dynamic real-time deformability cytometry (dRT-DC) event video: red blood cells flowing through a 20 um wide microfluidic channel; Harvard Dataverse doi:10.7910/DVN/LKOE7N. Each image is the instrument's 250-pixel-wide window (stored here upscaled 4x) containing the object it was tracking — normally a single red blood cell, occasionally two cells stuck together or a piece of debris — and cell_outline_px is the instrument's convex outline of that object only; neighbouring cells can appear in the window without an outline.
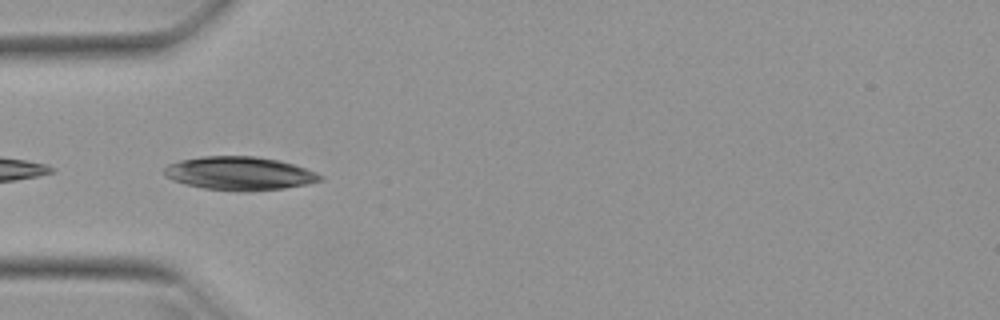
{"species": "Egyptian fruit bat (a non-hibernating species)", "species_latin": "Rousettus aegyptiacus", "temperature_condition": "warm", "stored_images_in_passage": 37, "camera_frame_rate_fps": 3000, "um_per_image_px": 0.085, "animal": {"sex": "female"}, "frame": {"image": 1, "passage_image": 16, "time_ms": 5.0, "image_size_px": [1000, 320], "cell_outline_px": [[324, 180], [308, 184], [284, 188], [248, 192], [244, 192], [204, 188], [184, 184], [172, 180], [164, 176], [164, 168], [168, 164], [180, 160], [200, 156], [256, 156], [280, 160], [316, 172], [324, 176]], "centroid_in_image_um": [20.36, 14.74], "position_along_channel_um": 64.6, "area_um2": 30.69}}